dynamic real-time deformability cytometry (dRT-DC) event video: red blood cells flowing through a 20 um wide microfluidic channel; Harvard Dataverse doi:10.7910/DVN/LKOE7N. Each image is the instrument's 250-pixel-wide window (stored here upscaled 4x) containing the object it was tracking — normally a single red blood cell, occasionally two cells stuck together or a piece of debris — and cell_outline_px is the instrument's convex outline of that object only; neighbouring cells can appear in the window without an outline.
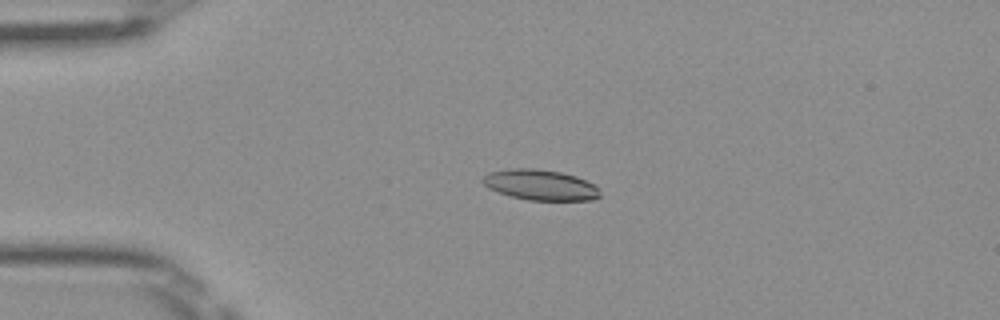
{"species": "Egyptian fruit bat (a non-hibernating species)", "species_latin": "Rousettus aegyptiacus", "temperature_condition": "room temperature", "stored_images_in_passage": 50, "camera_frame_rate_fps": 3000, "um_per_image_px": 0.085, "frame": {"image": 1, "passage_image": 12, "time_ms": 3.667, "image_size_px": [1000, 320], "cell_outline_px": [[600, 196], [592, 200], [528, 200], [512, 196], [488, 188], [480, 180], [488, 172], [508, 168], [532, 168], [560, 172], [576, 176], [596, 184], [600, 188]], "centroid_in_image_um": [45.95, 15.71], "position_along_channel_um": 39.1, "area_um2": 20.98}}
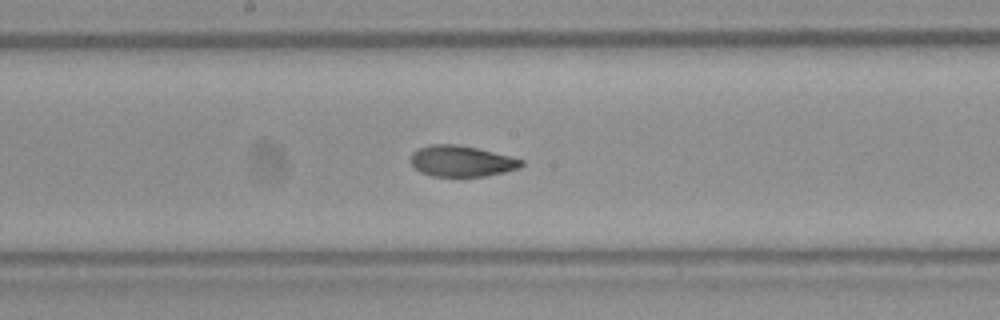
{"frame": {"image": 2, "passage_image": 27, "time_ms": 8.667, "image_size_px": [1000, 320], "cell_outline_px": [[524, 164], [520, 168], [504, 172], [484, 176], [432, 176], [420, 172], [412, 164], [412, 152], [416, 148], [428, 144], [456, 144], [476, 148], [512, 156], [524, 160]], "centroid_in_image_um": [39.24, 13.68], "position_along_channel_um": 209.0, "area_um2": 20.06}}
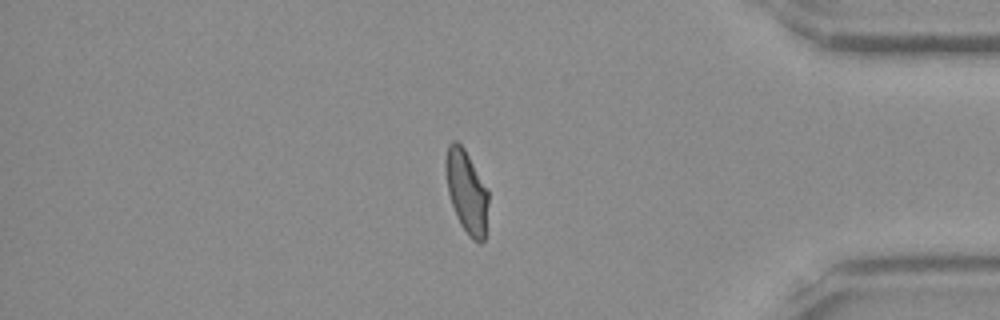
{"frame": {"image": 3, "passage_image": 43, "time_ms": 14.0, "image_size_px": [1000, 320], "cell_outline_px": [[488, 204], [484, 240], [480, 244], [472, 240], [468, 236], [460, 224], [456, 216], [448, 192], [444, 168], [444, 160], [448, 144], [452, 140], [456, 140], [464, 148], [488, 192]], "centroid_in_image_um": [39.63, 16.3], "position_along_channel_um": 395.6, "area_um2": 20.58}, "authors_computed_cell_mechanics": {"area_um2": 20.7213, "velocity_mm_per_s": 4.0361, "shape_relaxation_time_tau1_ms": 3.7837, "shape_relaxation_time_tau2_ms": 1.2632, "deformation_change_tau1": 0.1441, "deformation_change_tau2": 0.065}}